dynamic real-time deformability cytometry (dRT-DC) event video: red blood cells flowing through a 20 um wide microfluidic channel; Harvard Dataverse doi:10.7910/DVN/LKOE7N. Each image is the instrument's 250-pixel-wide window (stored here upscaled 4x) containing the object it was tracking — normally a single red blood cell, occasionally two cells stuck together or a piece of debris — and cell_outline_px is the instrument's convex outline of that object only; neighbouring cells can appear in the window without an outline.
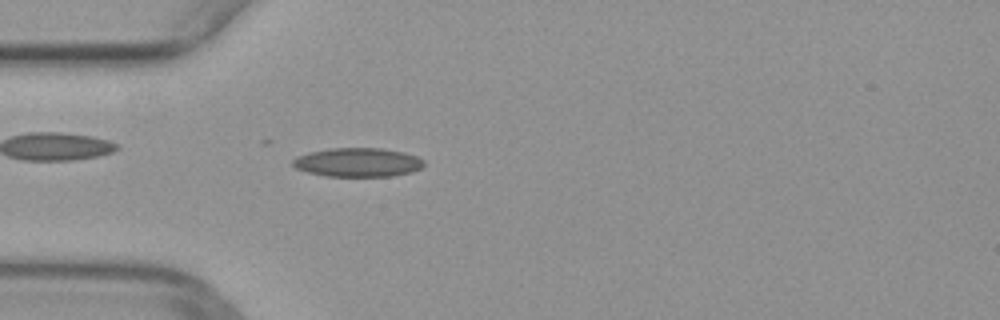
{"species": "common noctule bat (a hibernating species)", "species_latin": "Nyctalus noctula", "temperature_condition": "warm", "stored_images_in_passage": 38, "camera_frame_rate_fps": 3000, "um_per_image_px": 0.085, "animal": {"sex": "female", "body_mass_g": 29.2, "forearm_length_mm": 56.3}, "frame": {"image": 1, "passage_image": 3, "time_ms": 0.667, "image_size_px": [1000, 320], "cell_outline_px": [[424, 164], [420, 168], [412, 172], [392, 176], [328, 176], [308, 172], [296, 168], [292, 164], [292, 160], [296, 156], [308, 152], [332, 148], [380, 148], [404, 152], [416, 156], [424, 160]], "centroid_in_image_um": [30.41, 13.79], "position_along_channel_um": 54.6, "area_um2": 22.08}}
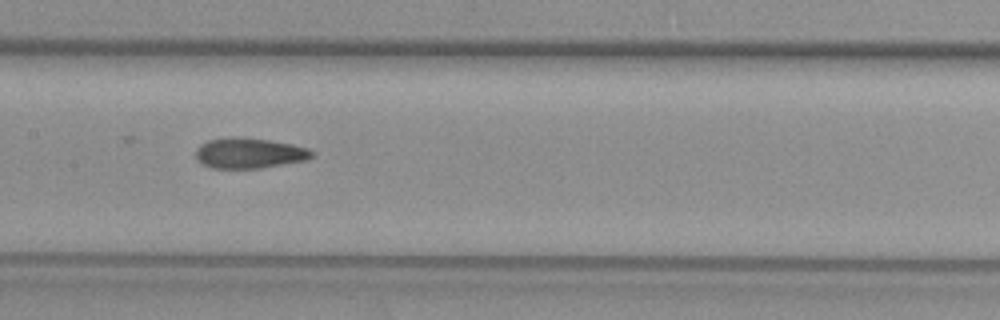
{"frame": {"image": 2, "passage_image": 13, "time_ms": 4.0, "image_size_px": [1000, 320], "cell_outline_px": [[312, 156], [308, 160], [260, 168], [212, 168], [196, 160], [196, 148], [200, 144], [208, 140], [232, 136], [236, 136], [268, 140], [292, 144], [308, 148], [312, 152]], "centroid_in_image_um": [21.16, 13.01], "position_along_channel_um": 186.2, "area_um2": 20.63}}
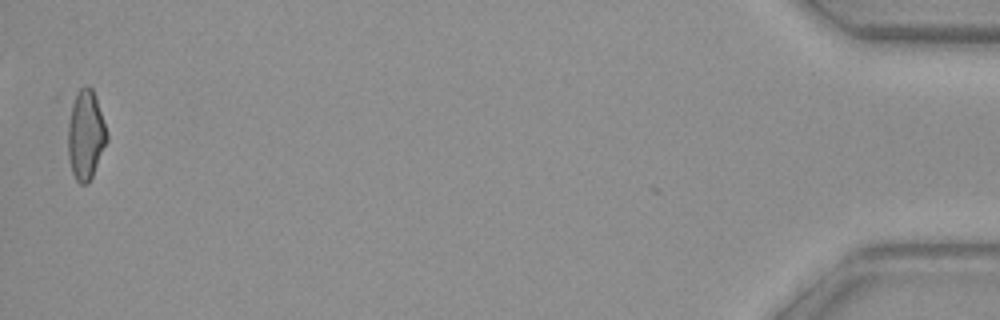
{"frame": {"image": 3, "passage_image": 38, "time_ms": 12.333, "image_size_px": [1000, 320], "cell_outline_px": [[108, 140], [92, 176], [88, 184], [80, 184], [76, 180], [72, 172], [52, 100], [56, 92], [88, 84], [92, 88], [108, 132]], "centroid_in_image_um": [6.9, 11.03], "position_along_channel_um": 428.3, "area_um2": 25.78}}